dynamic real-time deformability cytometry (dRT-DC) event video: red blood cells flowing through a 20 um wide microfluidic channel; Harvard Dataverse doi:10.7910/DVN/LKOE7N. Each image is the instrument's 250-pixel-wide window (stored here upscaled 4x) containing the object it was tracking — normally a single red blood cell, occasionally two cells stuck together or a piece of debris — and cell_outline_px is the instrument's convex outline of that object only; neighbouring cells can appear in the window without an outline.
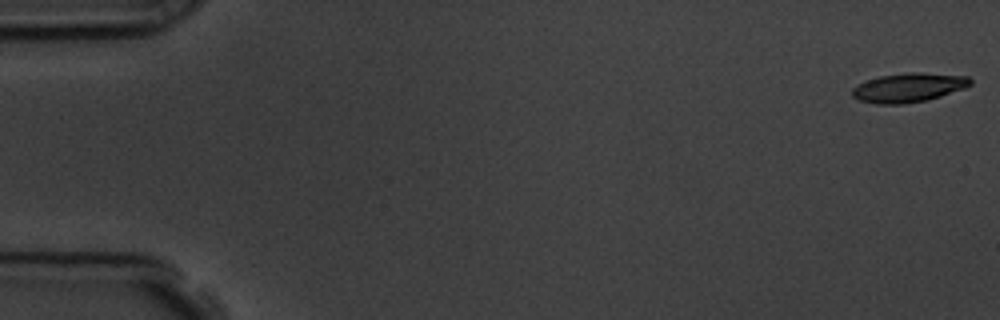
{"species": "common noctule bat (a hibernating species)", "species_latin": "Nyctalus noctula", "temperature_condition": "room temperature", "stored_images_in_passage": 57, "camera_frame_rate_fps": 3000, "um_per_image_px": 0.085, "animal": {"sex": "male", "body_mass_g": 19.5, "forearm_length_mm": 54.6}, "frame": {"image": 1, "passage_image": 1, "time_ms": 0.0, "image_size_px": [1000, 320], "cell_outline_px": [[972, 84], [964, 88], [940, 96], [924, 100], [904, 104], [876, 104], [860, 100], [852, 96], [852, 88], [856, 84], [880, 76], [908, 72], [920, 72], [968, 76], [972, 80]], "centroid_in_image_um": [77.22, 7.44], "position_along_channel_um": 7.8, "area_um2": 20.0}}
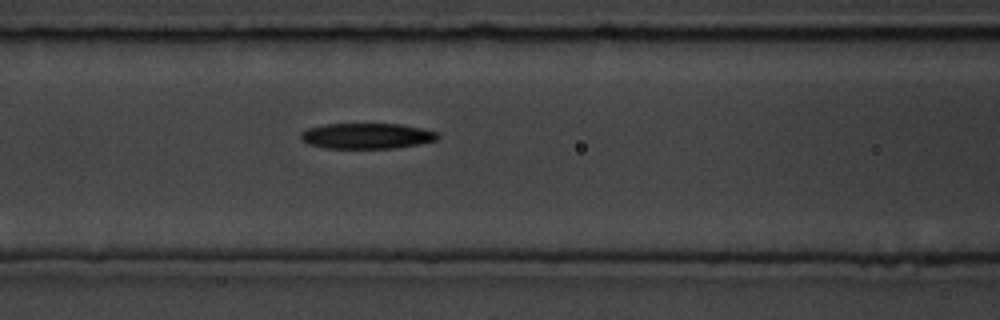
{"frame": {"image": 2, "passage_image": 24, "time_ms": 7.667, "image_size_px": [1000, 320], "cell_outline_px": [[440, 136], [436, 140], [420, 144], [392, 148], [324, 148], [308, 144], [300, 140], [300, 132], [308, 128], [324, 124], [400, 124], [420, 128], [436, 132]], "centroid_in_image_um": [31.13, 11.55], "position_along_channel_um": 135.5, "area_um2": 20.46}}
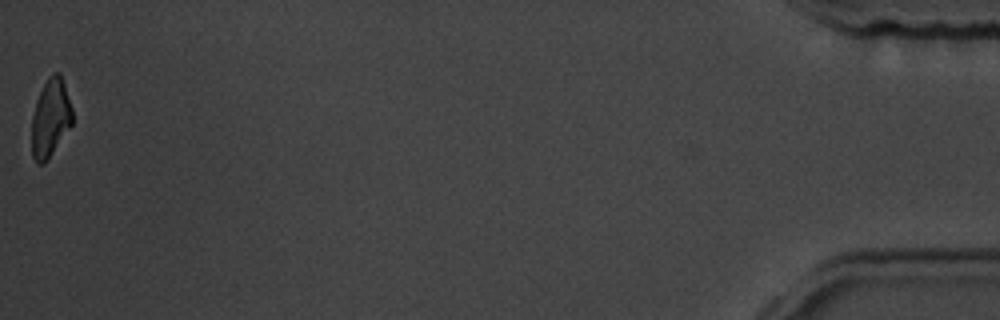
{"frame": {"image": 3, "passage_image": 57, "time_ms": 18.667, "image_size_px": [1000, 320], "cell_outline_px": [[72, 124], [44, 164], [36, 164], [32, 156], [32, 116], [36, 100], [48, 76], [52, 72], [60, 72], [72, 108]], "centroid_in_image_um": [4.28, 10.02], "position_along_channel_um": 430.9, "area_um2": 18.38}, "authors_computed_cell_mechanics": {"area_um2": 20.7502, "velocity_mm_per_s": 3.5907, "shape_relaxation_time_tau1_ms": 4.692, "shape_relaxation_time_tau2_ms": null, "deformation_change_tau1": 0.1632, "deformation_change_tau2": null}}